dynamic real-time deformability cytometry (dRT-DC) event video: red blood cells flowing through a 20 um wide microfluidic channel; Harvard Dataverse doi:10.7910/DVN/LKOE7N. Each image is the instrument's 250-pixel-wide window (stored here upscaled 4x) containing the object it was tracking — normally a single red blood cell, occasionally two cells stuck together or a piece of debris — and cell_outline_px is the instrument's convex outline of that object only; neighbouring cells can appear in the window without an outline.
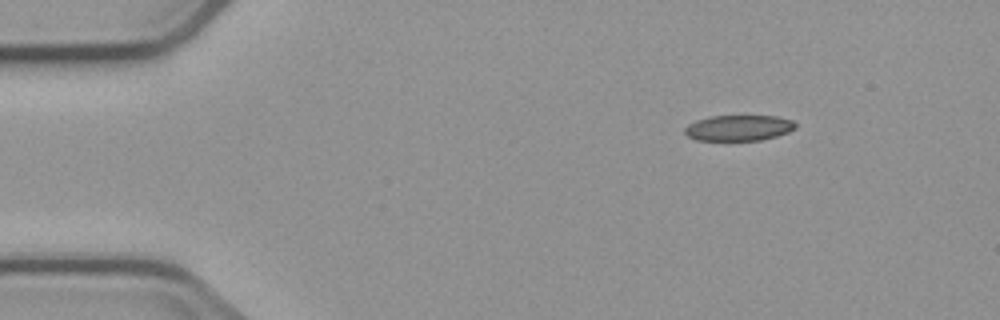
{"species": "common noctule bat (a hibernating species)", "species_latin": "Nyctalus noctula", "temperature_condition": "cold", "stored_images_in_passage": 3, "camera_frame_rate_fps": 3000, "um_per_image_px": 0.085, "animal": {"sex": "male", "body_mass_g": 23.1, "forearm_length_mm": 52.7}, "frame": {"image": 1, "passage_image": 1, "time_ms": 0.0, "image_size_px": [1000, 320], "cell_outline_px": [[796, 128], [788, 132], [776, 136], [760, 140], [696, 140], [688, 136], [684, 132], [684, 128], [688, 124], [696, 120], [708, 116], [776, 116], [792, 120], [796, 124]], "centroid_in_image_um": [62.77, 10.86], "position_along_channel_um": 22.2, "area_um2": 16.59}}
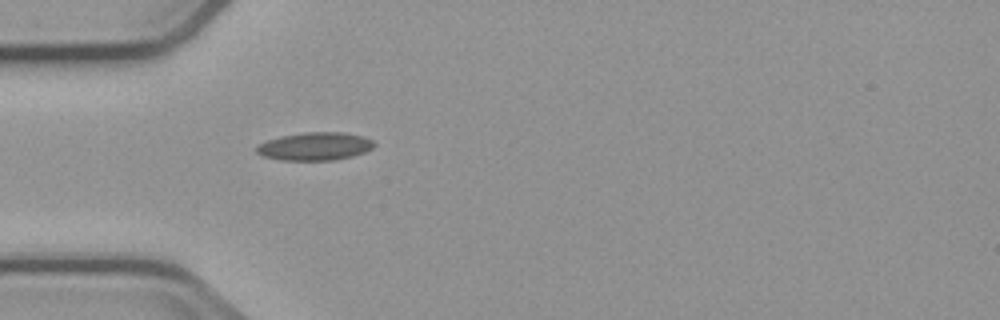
{"frame": {"image": 2, "passage_image": 3, "time_ms": 3.0, "image_size_px": [1000, 320], "cell_outline_px": [[376, 144], [372, 148], [364, 152], [352, 156], [336, 160], [280, 160], [260, 156], [256, 152], [256, 148], [260, 144], [268, 140], [280, 136], [308, 132], [344, 132], [360, 136], [372, 140]], "centroid_in_image_um": [26.75, 12.44], "position_along_channel_um": 58.2, "area_um2": 19.13}}